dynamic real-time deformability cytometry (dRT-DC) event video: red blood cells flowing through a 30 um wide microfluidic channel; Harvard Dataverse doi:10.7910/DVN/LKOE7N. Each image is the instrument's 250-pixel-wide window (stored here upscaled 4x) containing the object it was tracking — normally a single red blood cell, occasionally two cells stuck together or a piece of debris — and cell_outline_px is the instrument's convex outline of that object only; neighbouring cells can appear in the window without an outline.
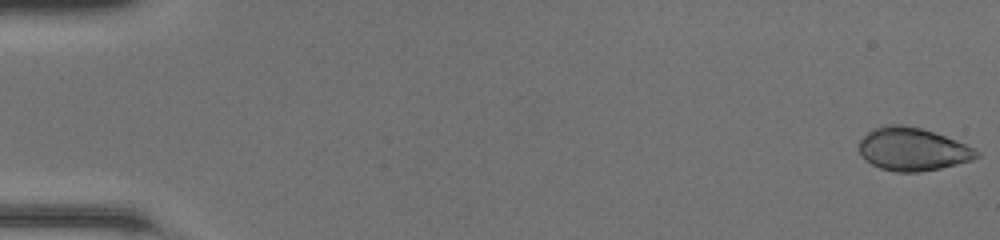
{"species": "common noctule bat (a hibernating species)", "species_latin": "Nyctalus noctula", "temperature_condition": "room temperature", "stored_images_in_passage": 49, "camera_frame_rate_fps": 3000, "um_per_image_px": 0.085, "animal": {"sex": "female", "body_mass_g": 20.0, "forearm_length_mm": 54.0}, "frame": {"image": 1, "passage_image": 1, "time_ms": 0.0, "image_size_px": [1000, 240], "cell_outline_px": [[980, 156], [972, 160], [940, 168], [920, 172], [896, 172], [880, 168], [872, 164], [860, 152], [860, 140], [872, 128], [888, 124], [900, 124], [920, 128], [956, 140], [980, 152]], "centroid_in_image_um": [77.57, 12.68], "position_along_channel_um": 7.4, "area_um2": 29.07}}
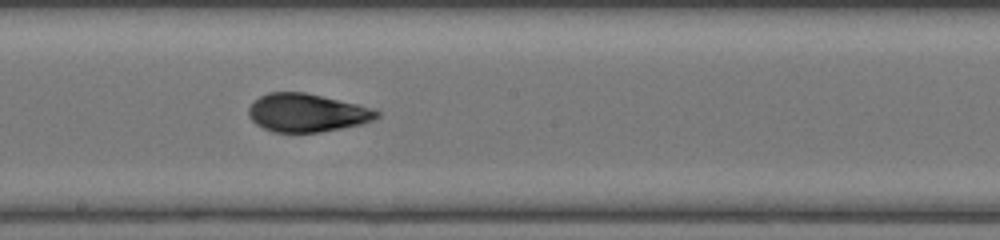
{"frame": {"image": 2, "passage_image": 28, "time_ms": 9.0, "image_size_px": [1000, 240], "cell_outline_px": [[380, 116], [372, 120], [360, 124], [320, 132], [272, 132], [256, 124], [248, 116], [248, 108], [260, 96], [268, 92], [304, 92], [376, 108], [380, 112]], "centroid_in_image_um": [26.1, 9.58], "position_along_channel_um": 222.1, "area_um2": 28.5}}
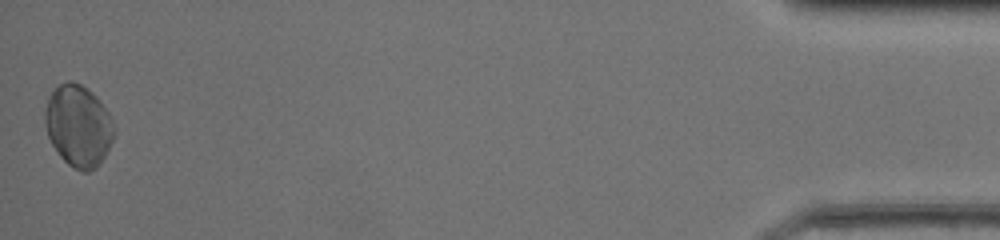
{"frame": {"image": 3, "passage_image": 49, "time_ms": 16.0, "image_size_px": [1000, 240], "cell_outline_px": [[116, 132], [104, 156], [96, 168], [88, 172], [80, 172], [68, 164], [60, 156], [52, 144], [48, 136], [44, 124], [44, 112], [48, 96], [60, 84], [68, 80], [72, 80], [80, 84], [92, 92], [100, 100], [112, 116], [116, 128]], "centroid_in_image_um": [6.67, 10.69], "position_along_channel_um": 428.5, "area_um2": 33.23}, "authors_computed_cell_mechanics": {"area_um2": 28.9578, "velocity_mm_per_s": 4.2633, "shape_relaxation_time_tau1_ms": 2.8563, "shape_relaxation_time_tau2_ms": 1.3537, "deformation_change_tau1": 0.1324, "deformation_change_tau2": 0.0525}}